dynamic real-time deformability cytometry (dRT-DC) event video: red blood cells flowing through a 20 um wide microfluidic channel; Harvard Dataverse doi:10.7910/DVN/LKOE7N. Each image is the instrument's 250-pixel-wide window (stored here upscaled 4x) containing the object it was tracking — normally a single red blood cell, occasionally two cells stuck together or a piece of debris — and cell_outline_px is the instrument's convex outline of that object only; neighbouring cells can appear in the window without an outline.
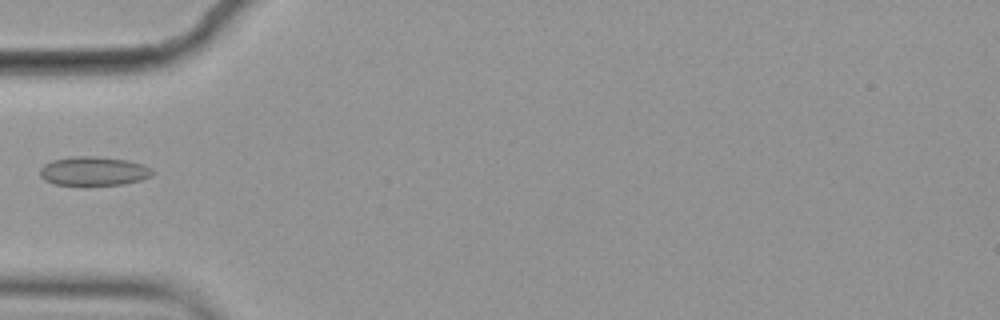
{"species": "common noctule bat (a hibernating species)", "species_latin": "Nyctalus noctula", "temperature_condition": "cold", "stored_images_in_passage": 14, "camera_frame_rate_fps": 3000, "um_per_image_px": 0.085, "animal": {"sex": "female", "body_mass_g": 19.9}, "frame": {"image": 1, "passage_image": 5, "time_ms": 1.333, "image_size_px": [1000, 320], "cell_outline_px": [[156, 172], [152, 176], [140, 180], [124, 184], [84, 188], [56, 184], [44, 180], [40, 176], [40, 168], [44, 164], [52, 160], [72, 156], [96, 156], [128, 160], [144, 164], [152, 168]], "centroid_in_image_um": [7.97, 14.58], "position_along_channel_um": 77.0, "area_um2": 20.0}}
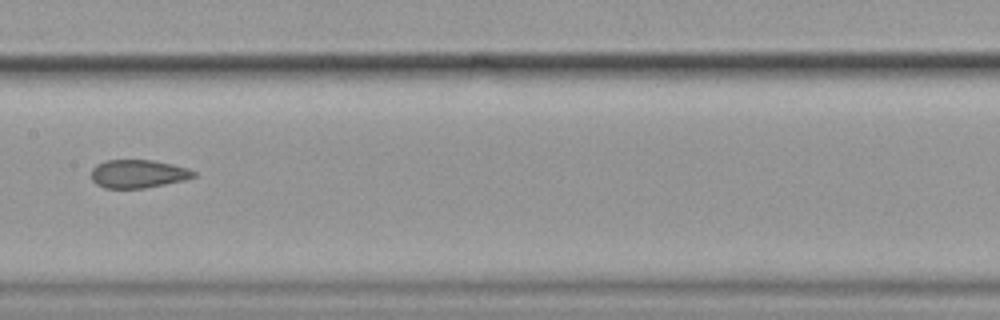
{"frame": {"image": 2, "passage_image": 8, "time_ms": 2.333, "image_size_px": [1000, 320], "cell_outline_px": [[196, 176], [184, 180], [144, 188], [104, 188], [96, 184], [92, 180], [92, 168], [96, 164], [104, 160], [152, 160], [172, 164], [188, 168], [196, 172]], "centroid_in_image_um": [11.72, 14.77], "position_along_channel_um": 195.7, "area_um2": 16.88}}
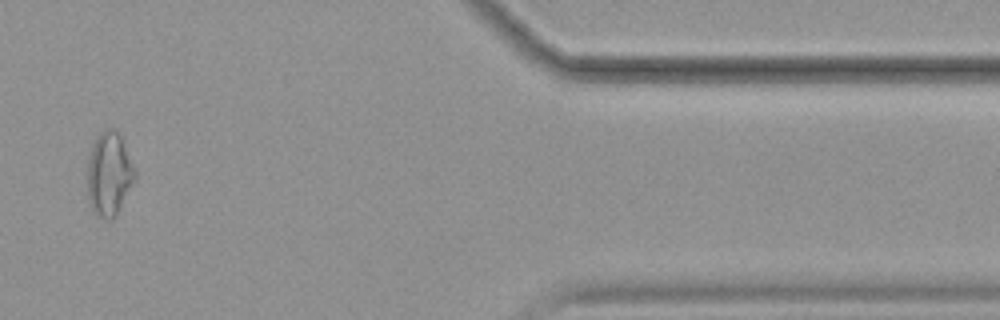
{"frame": {"image": 3, "passage_image": 13, "time_ms": 4.0, "image_size_px": [1000, 320], "cell_outline_px": [[136, 180], [116, 216], [112, 220], [104, 220], [96, 216], [92, 212], [88, 200], [88, 160], [92, 144], [96, 136], [104, 128], [112, 128], [120, 136], [136, 172]], "centroid_in_image_um": [9.27, 14.85], "position_along_channel_um": 402.1, "area_um2": 23.47}}